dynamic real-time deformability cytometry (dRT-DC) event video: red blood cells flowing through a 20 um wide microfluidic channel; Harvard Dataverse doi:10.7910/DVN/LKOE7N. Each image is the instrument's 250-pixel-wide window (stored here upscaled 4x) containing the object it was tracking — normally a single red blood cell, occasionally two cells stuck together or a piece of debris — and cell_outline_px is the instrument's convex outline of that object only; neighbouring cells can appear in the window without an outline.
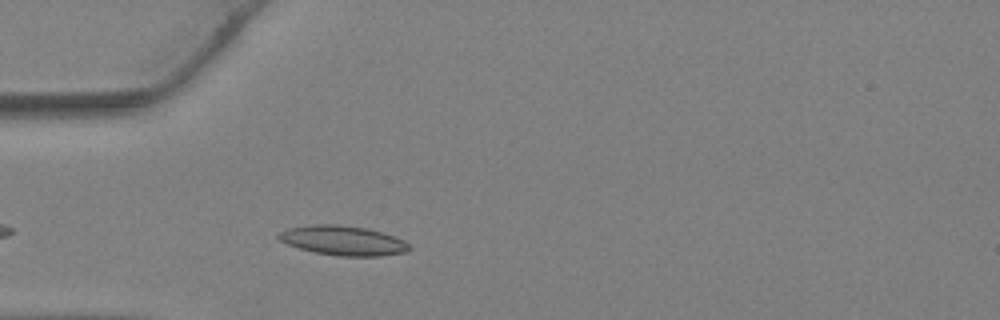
{"species": "Egyptian fruit bat (a non-hibernating species)", "species_latin": "Rousettus aegyptiacus", "temperature_condition": "warm", "stored_images_in_passage": 26, "camera_frame_rate_fps": 3000, "um_per_image_px": 0.085, "animal": {"sex": "female"}, "frame": {"image": 1, "passage_image": 4, "time_ms": 1.0, "image_size_px": [1000, 320], "cell_outline_px": [[412, 248], [404, 252], [380, 256], [340, 256], [316, 252], [300, 248], [288, 244], [280, 240], [276, 236], [280, 232], [288, 228], [312, 224], [336, 224], [368, 228], [384, 232], [404, 240]], "centroid_in_image_um": [29.18, 20.43], "position_along_channel_um": 55.8, "area_um2": 22.48}}
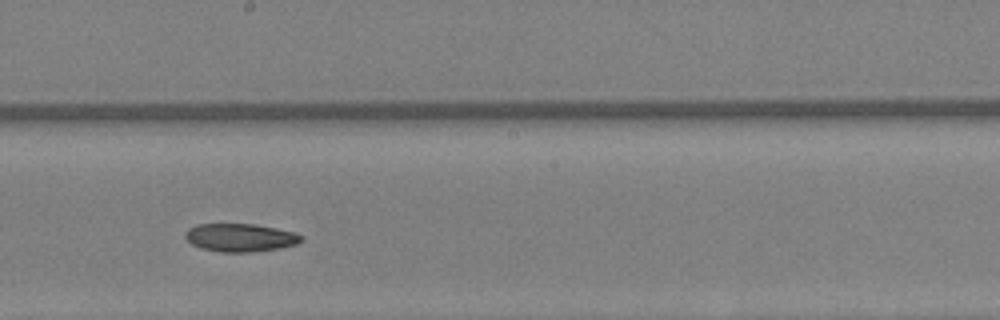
{"frame": {"image": 2, "passage_image": 14, "time_ms": 4.333, "image_size_px": [1000, 320], "cell_outline_px": [[304, 236], [296, 244], [276, 248], [248, 252], [220, 252], [200, 248], [192, 244], [184, 236], [184, 232], [188, 228], [196, 224], [252, 224], [276, 228], [296, 232]], "centroid_in_image_um": [20.38, 20.18], "position_along_channel_um": 227.8, "area_um2": 18.9}}
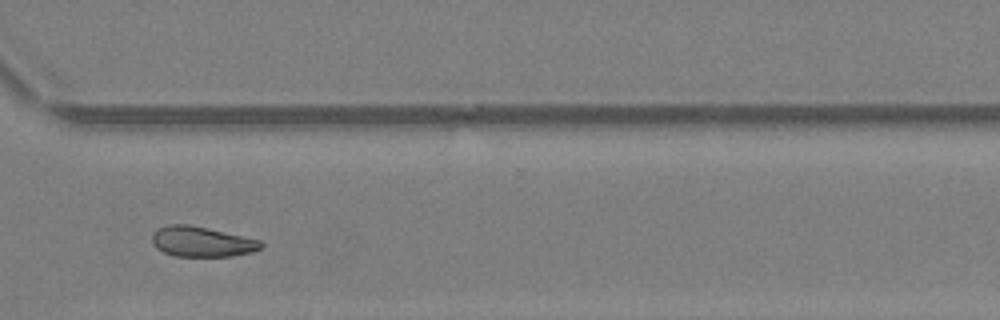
{"frame": {"image": 3, "passage_image": 21, "time_ms": 6.667, "image_size_px": [1000, 320], "cell_outline_px": [[264, 244], [260, 248], [252, 252], [232, 256], [176, 256], [164, 252], [156, 248], [152, 244], [152, 236], [160, 228], [168, 224], [188, 224], [208, 228], [260, 240]], "centroid_in_image_um": [17.15, 20.54], "position_along_channel_um": 353.4, "area_um2": 19.02}}